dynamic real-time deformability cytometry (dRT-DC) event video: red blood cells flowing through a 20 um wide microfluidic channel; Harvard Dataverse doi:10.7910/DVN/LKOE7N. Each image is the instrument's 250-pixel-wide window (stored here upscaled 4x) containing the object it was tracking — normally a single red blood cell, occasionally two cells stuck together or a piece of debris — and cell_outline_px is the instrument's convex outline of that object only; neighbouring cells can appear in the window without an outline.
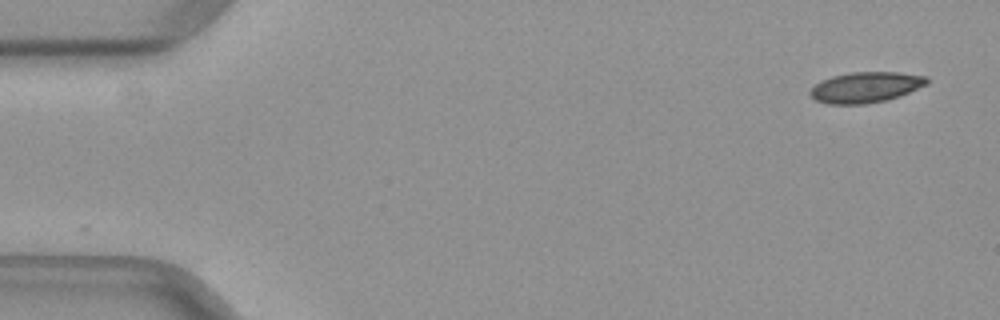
{"species": "common noctule bat (a hibernating species)", "species_latin": "Nyctalus noctula", "temperature_condition": "warm", "stored_images_in_passage": 10, "camera_frame_rate_fps": 3000, "um_per_image_px": 0.085, "animal": {"sex": "female", "body_mass_g": 29.2, "forearm_length_mm": 56.3}, "frame": {"image": 1, "passage_image": 1, "time_ms": 0.0, "image_size_px": [1000, 320], "cell_outline_px": [[928, 84], [900, 96], [888, 100], [868, 104], [828, 104], [816, 100], [808, 92], [820, 80], [832, 76], [852, 72], [900, 72], [928, 76]], "centroid_in_image_um": [73.61, 7.42], "position_along_channel_um": 11.4, "area_um2": 21.04}}